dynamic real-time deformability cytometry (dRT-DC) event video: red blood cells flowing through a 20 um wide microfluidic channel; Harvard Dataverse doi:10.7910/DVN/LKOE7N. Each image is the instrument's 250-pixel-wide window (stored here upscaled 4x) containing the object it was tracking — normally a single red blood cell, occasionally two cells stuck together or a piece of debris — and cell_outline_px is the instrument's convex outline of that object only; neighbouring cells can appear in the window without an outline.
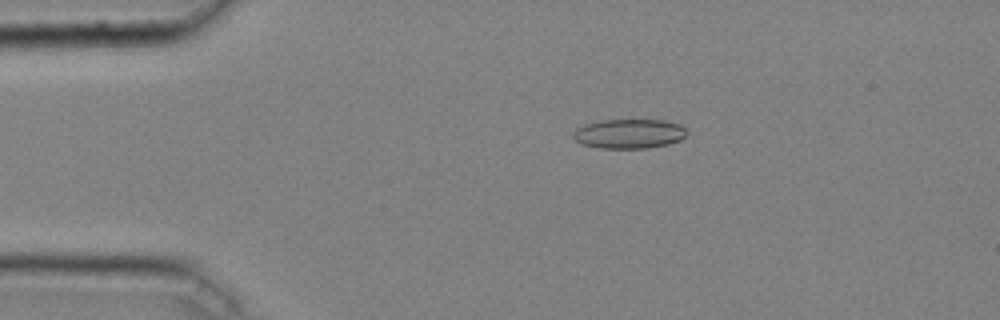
{"species": "common noctule bat (a hibernating species)", "species_latin": "Nyctalus noctula", "temperature_condition": "cold", "stored_images_in_passage": 45, "camera_frame_rate_fps": 3000, "um_per_image_px": 0.085, "animal": {"sex": "male", "body_mass_g": 20.4}, "frame": {"image": 1, "passage_image": 10, "time_ms": 3.0, "image_size_px": [1000, 320], "cell_outline_px": [[688, 132], [680, 140], [668, 144], [648, 148], [600, 148], [580, 144], [572, 136], [572, 132], [576, 128], [584, 124], [600, 120], [664, 120], [680, 124]], "centroid_in_image_um": [53.44, 11.36], "position_along_channel_um": 31.6, "area_um2": 19.65}}
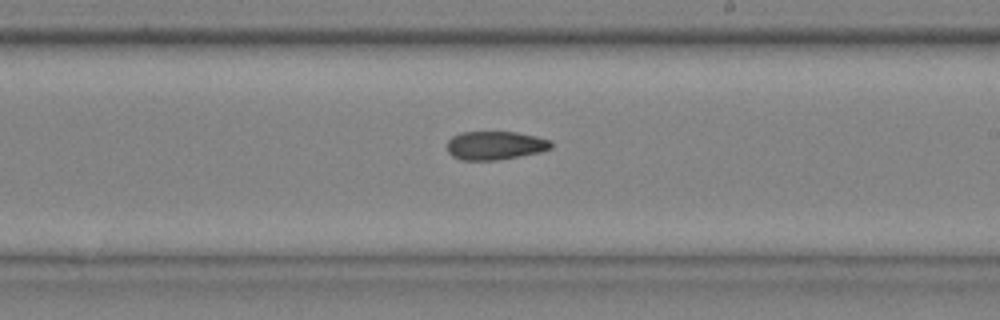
{"frame": {"image": 2, "passage_image": 29, "time_ms": 9.333, "image_size_px": [1000, 320], "cell_outline_px": [[552, 148], [540, 152], [520, 156], [496, 160], [460, 160], [452, 156], [448, 152], [448, 140], [452, 136], [460, 132], [516, 132], [536, 136], [552, 140]], "centroid_in_image_um": [42.09, 12.36], "position_along_channel_um": 246.9, "area_um2": 17.4}}
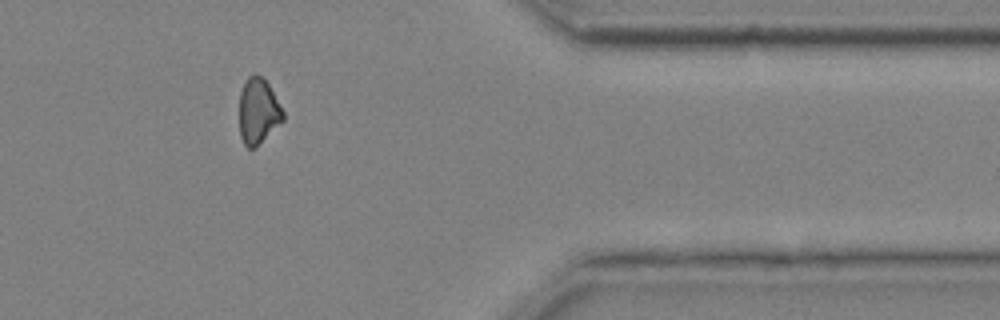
{"frame": {"image": 3, "passage_image": 41, "time_ms": 13.333, "image_size_px": [1000, 320], "cell_outline_px": [[284, 120], [256, 148], [248, 148], [244, 144], [240, 136], [240, 92], [248, 76], [256, 72], [268, 84], [284, 112]], "centroid_in_image_um": [21.95, 9.47], "position_along_channel_um": 389.5, "area_um2": 16.7}, "authors_computed_cell_mechanics": {"area_um2": 18.1492, "velocity_mm_per_s": 4.0822, "shape_relaxation_time_tau1_ms": null, "shape_relaxation_time_tau2_ms": 5.2176, "deformation_change_tau1": null, "deformation_change_tau2": 0.1078}}